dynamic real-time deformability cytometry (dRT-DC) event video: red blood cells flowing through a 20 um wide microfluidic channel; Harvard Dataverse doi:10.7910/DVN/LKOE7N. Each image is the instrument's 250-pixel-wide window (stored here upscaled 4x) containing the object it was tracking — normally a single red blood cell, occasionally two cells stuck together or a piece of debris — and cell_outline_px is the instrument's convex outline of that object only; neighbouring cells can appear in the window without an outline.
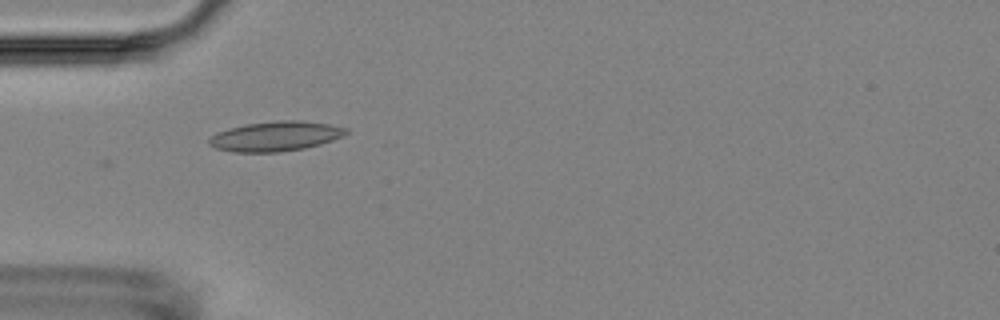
{"species": "Egyptian fruit bat (a non-hibernating species)", "species_latin": "Rousettus aegyptiacus", "temperature_condition": "room temperature", "stored_images_in_passage": 3, "camera_frame_rate_fps": 3000, "um_per_image_px": 0.085, "animal": {"sex": "female"}, "frame": {"image": 1, "passage_image": 2, "time_ms": 1.0, "image_size_px": [1000, 320], "cell_outline_px": [[348, 132], [344, 136], [320, 144], [304, 148], [280, 152], [232, 152], [216, 148], [208, 144], [208, 140], [216, 132], [244, 124], [280, 120], [300, 120], [328, 124], [348, 128]], "centroid_in_image_um": [23.42, 11.58], "position_along_channel_um": 61.6, "area_um2": 23.81}}